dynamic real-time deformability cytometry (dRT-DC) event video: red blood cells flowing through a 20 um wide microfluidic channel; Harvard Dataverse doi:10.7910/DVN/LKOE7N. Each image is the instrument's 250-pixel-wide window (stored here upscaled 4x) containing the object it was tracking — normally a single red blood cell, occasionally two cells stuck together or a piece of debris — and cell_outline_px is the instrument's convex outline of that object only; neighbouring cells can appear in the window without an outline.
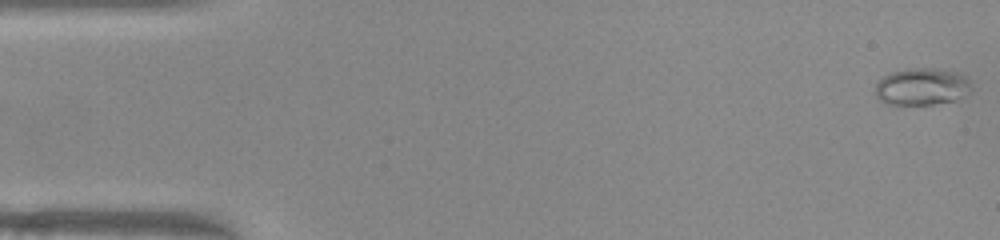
{"species": "common noctule bat (a hibernating species)", "species_latin": "Nyctalus noctula", "temperature_condition": "warm", "stored_images_in_passage": 51, "camera_frame_rate_fps": 3000, "um_per_image_px": 0.085, "animal": {"sex": "female", "body_mass_g": 22.0, "forearm_length_mm": 56.7}, "frame": {"image": 1, "passage_image": 1, "time_ms": 0.0, "image_size_px": [1000, 240], "cell_outline_px": [[972, 88], [968, 92], [956, 100], [932, 104], [884, 104], [876, 96], [876, 84], [884, 76], [892, 72], [908, 68], [932, 68], [960, 72], [968, 80]], "centroid_in_image_um": [78.36, 7.36], "position_along_channel_um": 6.6, "area_um2": 20.69}}
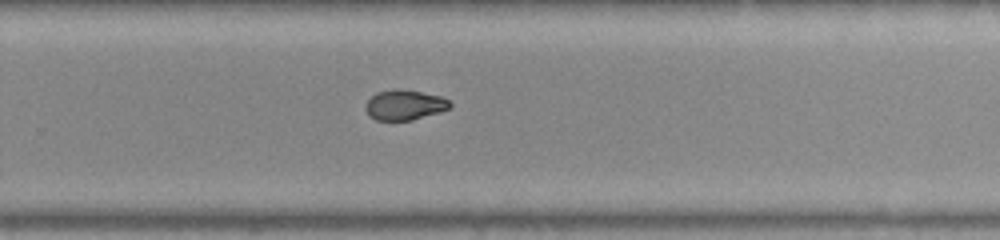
{"frame": {"image": 2, "passage_image": 33, "time_ms": 10.667, "image_size_px": [1000, 240], "cell_outline_px": [[452, 108], [440, 112], [412, 120], [376, 120], [368, 116], [364, 108], [364, 104], [376, 92], [396, 88], [420, 92], [440, 96], [448, 100], [452, 104]], "centroid_in_image_um": [34.36, 8.92], "position_along_channel_um": 295.4, "area_um2": 14.97}}
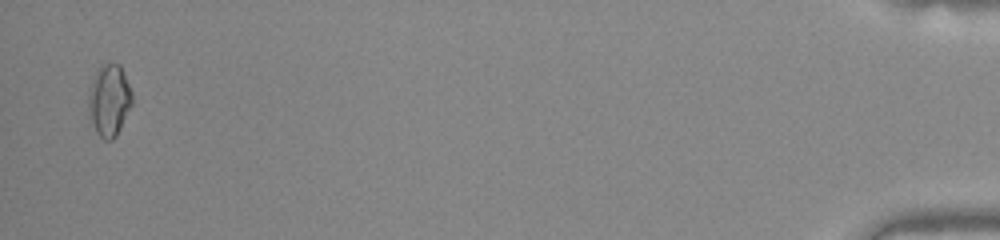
{"frame": {"image": 3, "passage_image": 50, "time_ms": 16.333, "image_size_px": [1000, 240], "cell_outline_px": [[132, 104], [116, 136], [112, 140], [104, 140], [96, 132], [88, 116], [88, 100], [92, 84], [100, 64], [120, 64], [124, 72], [132, 92]], "centroid_in_image_um": [9.29, 8.54], "position_along_channel_um": 425.9, "area_um2": 18.09}, "authors_computed_cell_mechanics": {"area_um2": 16.2418, "velocity_mm_per_s": 3.9825, "shape_relaxation_time_tau1_ms": null, "shape_relaxation_time_tau2_ms": 1.7055, "deformation_change_tau1": null, "deformation_change_tau2": 0.063}}